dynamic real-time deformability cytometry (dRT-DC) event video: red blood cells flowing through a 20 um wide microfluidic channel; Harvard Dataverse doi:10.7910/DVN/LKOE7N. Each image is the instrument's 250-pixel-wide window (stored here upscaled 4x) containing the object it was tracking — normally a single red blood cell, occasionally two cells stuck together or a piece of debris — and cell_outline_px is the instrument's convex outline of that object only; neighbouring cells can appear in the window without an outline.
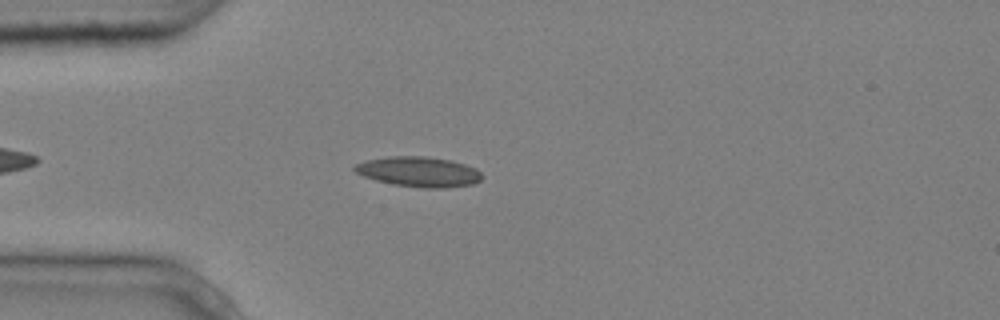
{"species": "common noctule bat (a hibernating species)", "species_latin": "Nyctalus noctula", "temperature_condition": "cold", "stored_images_in_passage": 2, "camera_frame_rate_fps": 3000, "um_per_image_px": 0.085, "animal": {"sex": "male", "body_mass_g": 20.4}, "frame": {"image": 1, "passage_image": 2, "time_ms": 0.333, "image_size_px": [1000, 320], "cell_outline_px": [[484, 176], [480, 180], [472, 184], [448, 188], [420, 188], [392, 184], [376, 180], [364, 176], [356, 172], [352, 168], [356, 164], [368, 160], [388, 156], [424, 156], [452, 160], [476, 168]], "centroid_in_image_um": [35.62, 14.6], "position_along_channel_um": 49.4, "area_um2": 22.43}}